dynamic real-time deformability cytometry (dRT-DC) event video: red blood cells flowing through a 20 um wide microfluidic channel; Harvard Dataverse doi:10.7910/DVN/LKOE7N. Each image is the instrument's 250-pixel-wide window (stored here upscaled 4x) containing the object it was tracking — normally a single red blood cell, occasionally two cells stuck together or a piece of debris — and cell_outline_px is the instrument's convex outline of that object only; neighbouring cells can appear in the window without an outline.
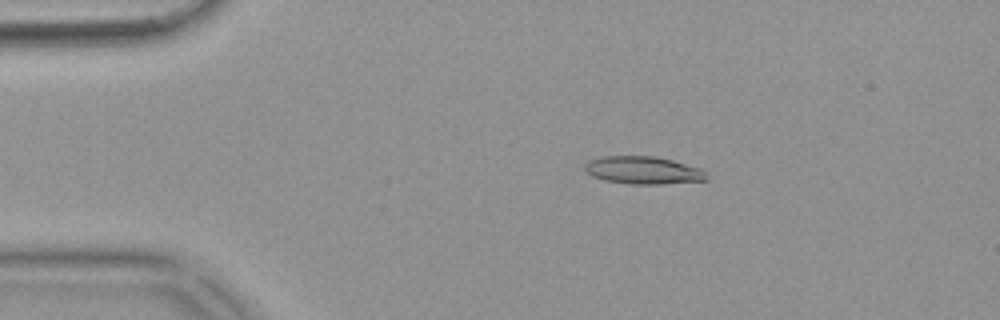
{"species": "common noctule bat (a hibernating species)", "species_latin": "Nyctalus noctula", "temperature_condition": "warm", "stored_images_in_passage": 54, "camera_frame_rate_fps": 3000, "um_per_image_px": 0.085, "animal": {"sex": "female", "body_mass_g": 18.4}, "frame": {"image": 1, "passage_image": 10, "time_ms": 3.0, "image_size_px": [1000, 320], "cell_outline_px": [[708, 180], [660, 184], [628, 184], [604, 180], [592, 176], [584, 172], [584, 164], [588, 160], [600, 156], [656, 156], [672, 160], [700, 168], [704, 172]], "centroid_in_image_um": [54.6, 14.47], "position_along_channel_um": 30.4, "area_um2": 19.77}}
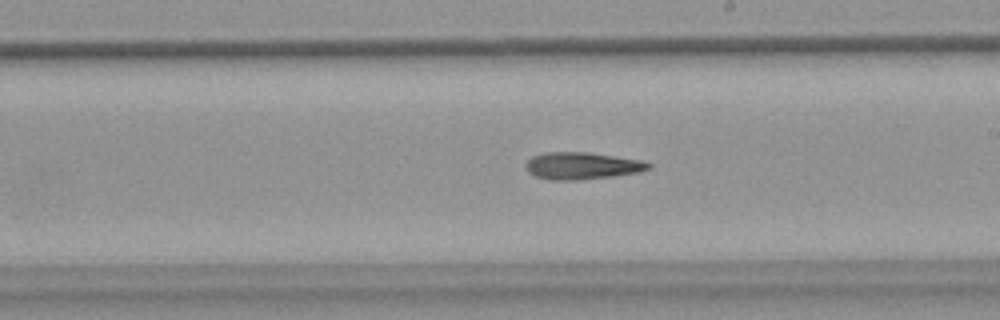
{"frame": {"image": 2, "passage_image": 31, "time_ms": 10.0, "image_size_px": [1000, 320], "cell_outline_px": [[652, 168], [640, 172], [612, 176], [580, 180], [548, 180], [536, 176], [528, 172], [524, 164], [532, 156], [544, 152], [584, 152], [644, 160], [652, 164]], "centroid_in_image_um": [49.48, 14.09], "position_along_channel_um": 239.5, "area_um2": 19.54}}
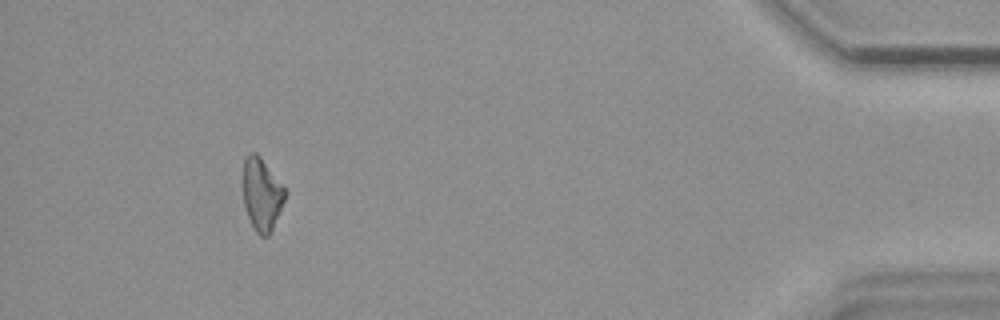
{"frame": {"image": 3, "passage_image": 50, "time_ms": 16.333, "image_size_px": [1000, 320], "cell_outline_px": [[288, 192], [272, 228], [268, 236], [260, 236], [256, 232], [248, 216], [244, 204], [240, 180], [244, 156], [248, 152], [256, 152], [260, 156]], "centroid_in_image_um": [22.19, 16.44], "position_along_channel_um": 413.0, "area_um2": 18.21}}